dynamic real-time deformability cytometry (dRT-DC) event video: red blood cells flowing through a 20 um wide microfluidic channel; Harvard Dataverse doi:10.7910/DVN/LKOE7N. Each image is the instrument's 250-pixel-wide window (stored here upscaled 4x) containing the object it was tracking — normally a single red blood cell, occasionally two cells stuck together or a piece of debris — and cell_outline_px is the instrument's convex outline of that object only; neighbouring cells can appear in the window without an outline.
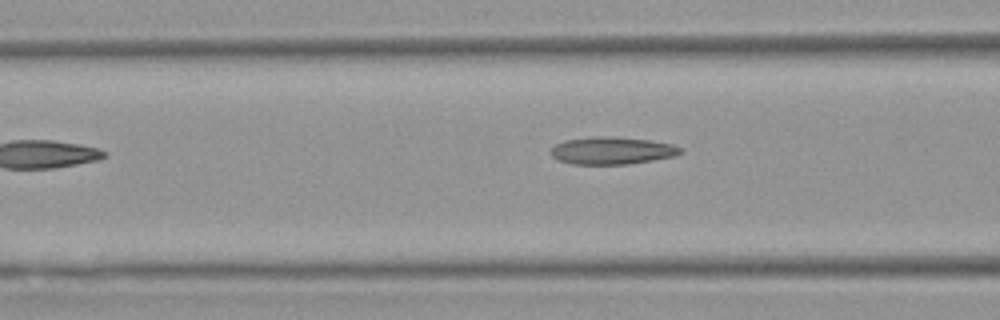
{"species": "Egyptian fruit bat (a non-hibernating species)", "species_latin": "Rousettus aegyptiacus", "temperature_condition": "warm", "stored_images_in_passage": 12, "camera_frame_rate_fps": 3000, "um_per_image_px": 0.085, "animal": {"sex": "female"}, "frame": {"image": 1, "passage_image": 7, "time_ms": 2.0, "image_size_px": [1000, 320], "cell_outline_px": [[684, 152], [676, 156], [628, 164], [572, 164], [556, 160], [552, 156], [552, 148], [556, 144], [564, 140], [592, 136], [612, 136], [648, 140], [672, 144], [680, 148]], "centroid_in_image_um": [52.01, 12.8], "position_along_channel_um": 114.6, "area_um2": 20.75}}